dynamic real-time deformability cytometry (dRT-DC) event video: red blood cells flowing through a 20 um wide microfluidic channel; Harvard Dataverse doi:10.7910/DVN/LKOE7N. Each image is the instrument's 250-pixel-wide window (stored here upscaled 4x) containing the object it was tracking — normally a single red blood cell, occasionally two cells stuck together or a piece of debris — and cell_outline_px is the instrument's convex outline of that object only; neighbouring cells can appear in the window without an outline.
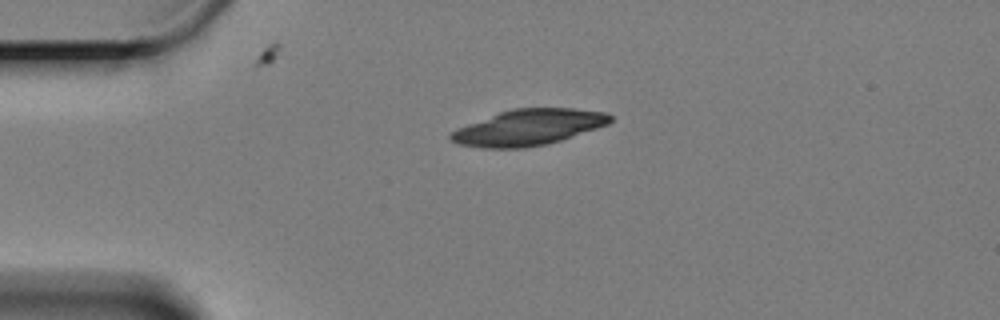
{"species": "Egyptian fruit bat (a non-hibernating species)", "species_latin": "Rousettus aegyptiacus", "temperature_condition": "cold", "stored_images_in_passage": 47, "camera_frame_rate_fps": 3000, "um_per_image_px": 0.085, "animal": {"sex": "female"}, "frame": {"image": 1, "passage_image": 1, "time_ms": 0.0, "image_size_px": [1000, 320], "cell_outline_px": [[612, 120], [608, 124], [560, 140], [544, 144], [524, 148], [484, 148], [456, 144], [448, 136], [456, 128], [500, 112], [512, 108], [572, 108], [608, 112], [612, 116]], "centroid_in_image_um": [44.91, 10.82], "position_along_channel_um": 40.1, "area_um2": 33.18}}
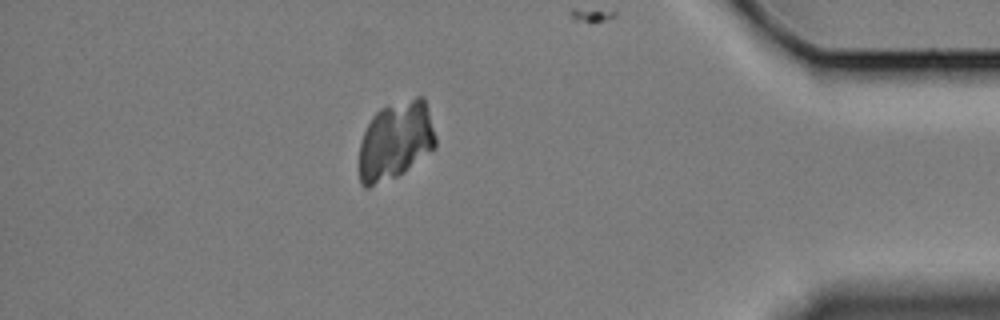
{"frame": {"image": 2, "passage_image": 40, "time_ms": 13.0, "image_size_px": [1000, 320], "cell_outline_px": [[436, 148], [404, 172], [396, 176], [368, 188], [364, 188], [360, 184], [360, 140], [372, 116], [380, 108], [416, 96], [424, 96], [436, 136]], "centroid_in_image_um": [33.63, 11.95], "position_along_channel_um": 401.6, "area_um2": 34.97}}